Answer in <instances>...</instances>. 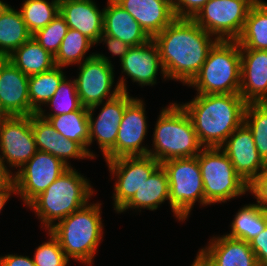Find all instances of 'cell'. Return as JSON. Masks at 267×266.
<instances>
[{
  "label": "cell",
  "mask_w": 267,
  "mask_h": 266,
  "mask_svg": "<svg viewBox=\"0 0 267 266\" xmlns=\"http://www.w3.org/2000/svg\"><path fill=\"white\" fill-rule=\"evenodd\" d=\"M211 37V38H210ZM193 19L175 18L152 40L157 45L167 78L189 84L218 41Z\"/></svg>",
  "instance_id": "1"
},
{
  "label": "cell",
  "mask_w": 267,
  "mask_h": 266,
  "mask_svg": "<svg viewBox=\"0 0 267 266\" xmlns=\"http://www.w3.org/2000/svg\"><path fill=\"white\" fill-rule=\"evenodd\" d=\"M246 106L240 94H197L182 105L203 147H221L244 123Z\"/></svg>",
  "instance_id": "2"
},
{
  "label": "cell",
  "mask_w": 267,
  "mask_h": 266,
  "mask_svg": "<svg viewBox=\"0 0 267 266\" xmlns=\"http://www.w3.org/2000/svg\"><path fill=\"white\" fill-rule=\"evenodd\" d=\"M101 203L85 205L48 230L59 242L66 256L92 265L103 237Z\"/></svg>",
  "instance_id": "3"
},
{
  "label": "cell",
  "mask_w": 267,
  "mask_h": 266,
  "mask_svg": "<svg viewBox=\"0 0 267 266\" xmlns=\"http://www.w3.org/2000/svg\"><path fill=\"white\" fill-rule=\"evenodd\" d=\"M86 178L69 167L29 205L46 230L88 204L94 191Z\"/></svg>",
  "instance_id": "4"
},
{
  "label": "cell",
  "mask_w": 267,
  "mask_h": 266,
  "mask_svg": "<svg viewBox=\"0 0 267 266\" xmlns=\"http://www.w3.org/2000/svg\"><path fill=\"white\" fill-rule=\"evenodd\" d=\"M153 134L155 149H150L148 155L160 163L175 158L195 157L204 148L182 104L172 103L162 109Z\"/></svg>",
  "instance_id": "5"
},
{
  "label": "cell",
  "mask_w": 267,
  "mask_h": 266,
  "mask_svg": "<svg viewBox=\"0 0 267 266\" xmlns=\"http://www.w3.org/2000/svg\"><path fill=\"white\" fill-rule=\"evenodd\" d=\"M241 53L237 40H218L188 84L197 94H239Z\"/></svg>",
  "instance_id": "6"
},
{
  "label": "cell",
  "mask_w": 267,
  "mask_h": 266,
  "mask_svg": "<svg viewBox=\"0 0 267 266\" xmlns=\"http://www.w3.org/2000/svg\"><path fill=\"white\" fill-rule=\"evenodd\" d=\"M197 158L204 186V206L224 203L246 194L247 183L236 173L229 157L220 147H204Z\"/></svg>",
  "instance_id": "7"
},
{
  "label": "cell",
  "mask_w": 267,
  "mask_h": 266,
  "mask_svg": "<svg viewBox=\"0 0 267 266\" xmlns=\"http://www.w3.org/2000/svg\"><path fill=\"white\" fill-rule=\"evenodd\" d=\"M161 165L168 175L172 212L179 221H185L196 201L204 205V186L198 158H175Z\"/></svg>",
  "instance_id": "8"
},
{
  "label": "cell",
  "mask_w": 267,
  "mask_h": 266,
  "mask_svg": "<svg viewBox=\"0 0 267 266\" xmlns=\"http://www.w3.org/2000/svg\"><path fill=\"white\" fill-rule=\"evenodd\" d=\"M85 59V60H84ZM83 59L79 66L76 83L77 94L83 107L95 110L121 92H127L126 78L121 77L117 86L111 92L114 83V68L111 61L103 54L92 53Z\"/></svg>",
  "instance_id": "9"
},
{
  "label": "cell",
  "mask_w": 267,
  "mask_h": 266,
  "mask_svg": "<svg viewBox=\"0 0 267 266\" xmlns=\"http://www.w3.org/2000/svg\"><path fill=\"white\" fill-rule=\"evenodd\" d=\"M261 0H209L192 18L218 40H237L250 7Z\"/></svg>",
  "instance_id": "10"
},
{
  "label": "cell",
  "mask_w": 267,
  "mask_h": 266,
  "mask_svg": "<svg viewBox=\"0 0 267 266\" xmlns=\"http://www.w3.org/2000/svg\"><path fill=\"white\" fill-rule=\"evenodd\" d=\"M68 168L57 157L37 151L13 176L16 194L28 206Z\"/></svg>",
  "instance_id": "11"
},
{
  "label": "cell",
  "mask_w": 267,
  "mask_h": 266,
  "mask_svg": "<svg viewBox=\"0 0 267 266\" xmlns=\"http://www.w3.org/2000/svg\"><path fill=\"white\" fill-rule=\"evenodd\" d=\"M106 162L112 175L117 176L113 194L114 209L117 213L161 165L150 155L125 156L106 160Z\"/></svg>",
  "instance_id": "12"
},
{
  "label": "cell",
  "mask_w": 267,
  "mask_h": 266,
  "mask_svg": "<svg viewBox=\"0 0 267 266\" xmlns=\"http://www.w3.org/2000/svg\"><path fill=\"white\" fill-rule=\"evenodd\" d=\"M0 160L5 165L18 167L27 163L37 152L30 116H10L0 122ZM5 159V160H4ZM7 159V160H6Z\"/></svg>",
  "instance_id": "13"
},
{
  "label": "cell",
  "mask_w": 267,
  "mask_h": 266,
  "mask_svg": "<svg viewBox=\"0 0 267 266\" xmlns=\"http://www.w3.org/2000/svg\"><path fill=\"white\" fill-rule=\"evenodd\" d=\"M134 99L128 92H121L103 104L99 115L94 119L93 109H88L89 145L94 138L99 144L106 160L115 159V143L119 124L126 106Z\"/></svg>",
  "instance_id": "14"
},
{
  "label": "cell",
  "mask_w": 267,
  "mask_h": 266,
  "mask_svg": "<svg viewBox=\"0 0 267 266\" xmlns=\"http://www.w3.org/2000/svg\"><path fill=\"white\" fill-rule=\"evenodd\" d=\"M220 148L229 157L236 173L247 185L267 166L256 149L252 131L245 123L239 126Z\"/></svg>",
  "instance_id": "15"
},
{
  "label": "cell",
  "mask_w": 267,
  "mask_h": 266,
  "mask_svg": "<svg viewBox=\"0 0 267 266\" xmlns=\"http://www.w3.org/2000/svg\"><path fill=\"white\" fill-rule=\"evenodd\" d=\"M144 105L142 100L134 98L126 106L118 128L115 159L149 154V149L142 146L148 127Z\"/></svg>",
  "instance_id": "16"
},
{
  "label": "cell",
  "mask_w": 267,
  "mask_h": 266,
  "mask_svg": "<svg viewBox=\"0 0 267 266\" xmlns=\"http://www.w3.org/2000/svg\"><path fill=\"white\" fill-rule=\"evenodd\" d=\"M0 101L10 116H30L29 76L0 58Z\"/></svg>",
  "instance_id": "17"
},
{
  "label": "cell",
  "mask_w": 267,
  "mask_h": 266,
  "mask_svg": "<svg viewBox=\"0 0 267 266\" xmlns=\"http://www.w3.org/2000/svg\"><path fill=\"white\" fill-rule=\"evenodd\" d=\"M239 94L246 103L267 102V50L240 49Z\"/></svg>",
  "instance_id": "18"
},
{
  "label": "cell",
  "mask_w": 267,
  "mask_h": 266,
  "mask_svg": "<svg viewBox=\"0 0 267 266\" xmlns=\"http://www.w3.org/2000/svg\"><path fill=\"white\" fill-rule=\"evenodd\" d=\"M212 238L198 253L209 266H259L249 242L228 235Z\"/></svg>",
  "instance_id": "19"
},
{
  "label": "cell",
  "mask_w": 267,
  "mask_h": 266,
  "mask_svg": "<svg viewBox=\"0 0 267 266\" xmlns=\"http://www.w3.org/2000/svg\"><path fill=\"white\" fill-rule=\"evenodd\" d=\"M31 128L37 151L57 157L66 166L71 167L67 162L69 158L91 159L88 152L78 142L63 137L46 119L41 118L37 113L31 115Z\"/></svg>",
  "instance_id": "20"
},
{
  "label": "cell",
  "mask_w": 267,
  "mask_h": 266,
  "mask_svg": "<svg viewBox=\"0 0 267 266\" xmlns=\"http://www.w3.org/2000/svg\"><path fill=\"white\" fill-rule=\"evenodd\" d=\"M161 68L163 78H167L159 50L152 38L138 46H132L121 61L122 73L128 75L133 82L144 85H155L158 69Z\"/></svg>",
  "instance_id": "21"
},
{
  "label": "cell",
  "mask_w": 267,
  "mask_h": 266,
  "mask_svg": "<svg viewBox=\"0 0 267 266\" xmlns=\"http://www.w3.org/2000/svg\"><path fill=\"white\" fill-rule=\"evenodd\" d=\"M126 10L146 34L153 38L175 18L173 7L160 0H114Z\"/></svg>",
  "instance_id": "22"
},
{
  "label": "cell",
  "mask_w": 267,
  "mask_h": 266,
  "mask_svg": "<svg viewBox=\"0 0 267 266\" xmlns=\"http://www.w3.org/2000/svg\"><path fill=\"white\" fill-rule=\"evenodd\" d=\"M60 14L69 28L75 29L95 44L103 34L104 11L92 0H60Z\"/></svg>",
  "instance_id": "23"
},
{
  "label": "cell",
  "mask_w": 267,
  "mask_h": 266,
  "mask_svg": "<svg viewBox=\"0 0 267 266\" xmlns=\"http://www.w3.org/2000/svg\"><path fill=\"white\" fill-rule=\"evenodd\" d=\"M107 4V7L103 8L105 35L120 39L131 47L142 45L151 39L140 24L114 0H108Z\"/></svg>",
  "instance_id": "24"
},
{
  "label": "cell",
  "mask_w": 267,
  "mask_h": 266,
  "mask_svg": "<svg viewBox=\"0 0 267 266\" xmlns=\"http://www.w3.org/2000/svg\"><path fill=\"white\" fill-rule=\"evenodd\" d=\"M165 200H169V182L165 169L160 165L118 213L130 208L154 211Z\"/></svg>",
  "instance_id": "25"
},
{
  "label": "cell",
  "mask_w": 267,
  "mask_h": 266,
  "mask_svg": "<svg viewBox=\"0 0 267 266\" xmlns=\"http://www.w3.org/2000/svg\"><path fill=\"white\" fill-rule=\"evenodd\" d=\"M6 59L27 76L49 71L55 66L54 56L43 49L33 37Z\"/></svg>",
  "instance_id": "26"
},
{
  "label": "cell",
  "mask_w": 267,
  "mask_h": 266,
  "mask_svg": "<svg viewBox=\"0 0 267 266\" xmlns=\"http://www.w3.org/2000/svg\"><path fill=\"white\" fill-rule=\"evenodd\" d=\"M40 117L46 119L63 137L78 142L88 152L91 158L95 157L93 152L88 149V108L82 106L79 110L67 114Z\"/></svg>",
  "instance_id": "27"
},
{
  "label": "cell",
  "mask_w": 267,
  "mask_h": 266,
  "mask_svg": "<svg viewBox=\"0 0 267 266\" xmlns=\"http://www.w3.org/2000/svg\"><path fill=\"white\" fill-rule=\"evenodd\" d=\"M31 37L21 12L9 6L0 17V58L10 56Z\"/></svg>",
  "instance_id": "28"
},
{
  "label": "cell",
  "mask_w": 267,
  "mask_h": 266,
  "mask_svg": "<svg viewBox=\"0 0 267 266\" xmlns=\"http://www.w3.org/2000/svg\"><path fill=\"white\" fill-rule=\"evenodd\" d=\"M240 49L267 50V3H254L247 14L245 25L237 39Z\"/></svg>",
  "instance_id": "29"
},
{
  "label": "cell",
  "mask_w": 267,
  "mask_h": 266,
  "mask_svg": "<svg viewBox=\"0 0 267 266\" xmlns=\"http://www.w3.org/2000/svg\"><path fill=\"white\" fill-rule=\"evenodd\" d=\"M62 67L54 66L51 70L29 76L30 115L41 109L55 94L61 82L66 78Z\"/></svg>",
  "instance_id": "30"
},
{
  "label": "cell",
  "mask_w": 267,
  "mask_h": 266,
  "mask_svg": "<svg viewBox=\"0 0 267 266\" xmlns=\"http://www.w3.org/2000/svg\"><path fill=\"white\" fill-rule=\"evenodd\" d=\"M267 225V211L257 204H248L236 213L231 224L229 237L246 242L253 240Z\"/></svg>",
  "instance_id": "31"
},
{
  "label": "cell",
  "mask_w": 267,
  "mask_h": 266,
  "mask_svg": "<svg viewBox=\"0 0 267 266\" xmlns=\"http://www.w3.org/2000/svg\"><path fill=\"white\" fill-rule=\"evenodd\" d=\"M27 29L34 34L47 26L60 13V0H25L20 9Z\"/></svg>",
  "instance_id": "32"
},
{
  "label": "cell",
  "mask_w": 267,
  "mask_h": 266,
  "mask_svg": "<svg viewBox=\"0 0 267 266\" xmlns=\"http://www.w3.org/2000/svg\"><path fill=\"white\" fill-rule=\"evenodd\" d=\"M94 44L79 31L69 28L54 56L55 66L65 67L70 64H81L84 55Z\"/></svg>",
  "instance_id": "33"
},
{
  "label": "cell",
  "mask_w": 267,
  "mask_h": 266,
  "mask_svg": "<svg viewBox=\"0 0 267 266\" xmlns=\"http://www.w3.org/2000/svg\"><path fill=\"white\" fill-rule=\"evenodd\" d=\"M244 123L252 131L256 149L267 163V102L247 103Z\"/></svg>",
  "instance_id": "34"
},
{
  "label": "cell",
  "mask_w": 267,
  "mask_h": 266,
  "mask_svg": "<svg viewBox=\"0 0 267 266\" xmlns=\"http://www.w3.org/2000/svg\"><path fill=\"white\" fill-rule=\"evenodd\" d=\"M55 110L45 115L42 108L37 112L39 116H57L79 110L82 107L77 94L75 81H68L66 78L61 82L53 97L46 103Z\"/></svg>",
  "instance_id": "35"
},
{
  "label": "cell",
  "mask_w": 267,
  "mask_h": 266,
  "mask_svg": "<svg viewBox=\"0 0 267 266\" xmlns=\"http://www.w3.org/2000/svg\"><path fill=\"white\" fill-rule=\"evenodd\" d=\"M68 29L64 17L59 13L47 26L32 34V37L43 49L55 56Z\"/></svg>",
  "instance_id": "36"
},
{
  "label": "cell",
  "mask_w": 267,
  "mask_h": 266,
  "mask_svg": "<svg viewBox=\"0 0 267 266\" xmlns=\"http://www.w3.org/2000/svg\"><path fill=\"white\" fill-rule=\"evenodd\" d=\"M50 240L36 248L34 253L35 266H67L69 258L66 256L58 240L49 232Z\"/></svg>",
  "instance_id": "37"
},
{
  "label": "cell",
  "mask_w": 267,
  "mask_h": 266,
  "mask_svg": "<svg viewBox=\"0 0 267 266\" xmlns=\"http://www.w3.org/2000/svg\"><path fill=\"white\" fill-rule=\"evenodd\" d=\"M248 191L257 199V205L267 211V166L249 185Z\"/></svg>",
  "instance_id": "38"
},
{
  "label": "cell",
  "mask_w": 267,
  "mask_h": 266,
  "mask_svg": "<svg viewBox=\"0 0 267 266\" xmlns=\"http://www.w3.org/2000/svg\"><path fill=\"white\" fill-rule=\"evenodd\" d=\"M209 0H175L173 11L176 18L192 19Z\"/></svg>",
  "instance_id": "39"
},
{
  "label": "cell",
  "mask_w": 267,
  "mask_h": 266,
  "mask_svg": "<svg viewBox=\"0 0 267 266\" xmlns=\"http://www.w3.org/2000/svg\"><path fill=\"white\" fill-rule=\"evenodd\" d=\"M250 247L255 253L259 266L267 265V225L265 229L250 242Z\"/></svg>",
  "instance_id": "40"
},
{
  "label": "cell",
  "mask_w": 267,
  "mask_h": 266,
  "mask_svg": "<svg viewBox=\"0 0 267 266\" xmlns=\"http://www.w3.org/2000/svg\"><path fill=\"white\" fill-rule=\"evenodd\" d=\"M102 41L107 44L108 50L112 53V55H117L120 57V62L131 47L122 40L110 37L104 33L99 38L98 43H101Z\"/></svg>",
  "instance_id": "41"
},
{
  "label": "cell",
  "mask_w": 267,
  "mask_h": 266,
  "mask_svg": "<svg viewBox=\"0 0 267 266\" xmlns=\"http://www.w3.org/2000/svg\"><path fill=\"white\" fill-rule=\"evenodd\" d=\"M0 266H35L33 258L29 256L8 254L0 257Z\"/></svg>",
  "instance_id": "42"
},
{
  "label": "cell",
  "mask_w": 267,
  "mask_h": 266,
  "mask_svg": "<svg viewBox=\"0 0 267 266\" xmlns=\"http://www.w3.org/2000/svg\"><path fill=\"white\" fill-rule=\"evenodd\" d=\"M12 193H16L13 177L4 186L0 187V212Z\"/></svg>",
  "instance_id": "43"
},
{
  "label": "cell",
  "mask_w": 267,
  "mask_h": 266,
  "mask_svg": "<svg viewBox=\"0 0 267 266\" xmlns=\"http://www.w3.org/2000/svg\"><path fill=\"white\" fill-rule=\"evenodd\" d=\"M13 174H11L2 164L0 160V187L4 186L11 178Z\"/></svg>",
  "instance_id": "44"
},
{
  "label": "cell",
  "mask_w": 267,
  "mask_h": 266,
  "mask_svg": "<svg viewBox=\"0 0 267 266\" xmlns=\"http://www.w3.org/2000/svg\"><path fill=\"white\" fill-rule=\"evenodd\" d=\"M191 266H209L199 254H197L196 259L194 260Z\"/></svg>",
  "instance_id": "45"
},
{
  "label": "cell",
  "mask_w": 267,
  "mask_h": 266,
  "mask_svg": "<svg viewBox=\"0 0 267 266\" xmlns=\"http://www.w3.org/2000/svg\"><path fill=\"white\" fill-rule=\"evenodd\" d=\"M8 117H10V115L4 110L0 101V122Z\"/></svg>",
  "instance_id": "46"
},
{
  "label": "cell",
  "mask_w": 267,
  "mask_h": 266,
  "mask_svg": "<svg viewBox=\"0 0 267 266\" xmlns=\"http://www.w3.org/2000/svg\"><path fill=\"white\" fill-rule=\"evenodd\" d=\"M9 7L8 4L2 2L0 0V17L2 16V14L6 11V9Z\"/></svg>",
  "instance_id": "47"
},
{
  "label": "cell",
  "mask_w": 267,
  "mask_h": 266,
  "mask_svg": "<svg viewBox=\"0 0 267 266\" xmlns=\"http://www.w3.org/2000/svg\"><path fill=\"white\" fill-rule=\"evenodd\" d=\"M160 1L170 4L172 7L174 6V3H175V0H160Z\"/></svg>",
  "instance_id": "48"
}]
</instances>
